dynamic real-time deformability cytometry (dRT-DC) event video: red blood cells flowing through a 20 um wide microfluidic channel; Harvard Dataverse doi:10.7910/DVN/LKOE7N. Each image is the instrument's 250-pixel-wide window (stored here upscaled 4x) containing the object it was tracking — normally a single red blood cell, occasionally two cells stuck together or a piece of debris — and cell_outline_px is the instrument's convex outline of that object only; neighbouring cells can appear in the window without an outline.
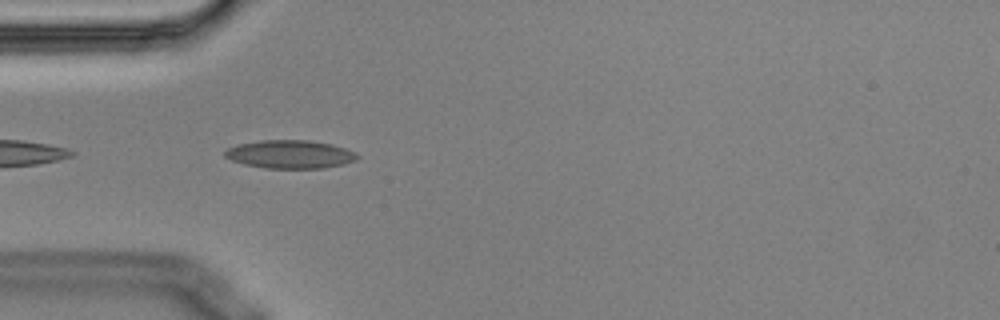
{"species": "Egyptian fruit bat (a non-hibernating species)", "species_latin": "Rousettus aegyptiacus", "temperature_condition": "cold", "stored_images_in_passage": 4, "camera_frame_rate_fps": 3000, "um_per_image_px": 0.085, "animal": {"sex": "male"}, "frame": {"image": 1, "passage_image": 3, "time_ms": 0.667, "image_size_px": [1000, 320], "cell_outline_px": [[360, 156], [356, 160], [344, 164], [324, 168], [264, 168], [244, 164], [232, 160], [224, 156], [224, 152], [228, 148], [236, 144], [260, 140], [308, 140], [332, 144], [356, 152]], "centroid_in_image_um": [24.66, 13.11], "position_along_channel_um": 60.3, "area_um2": 21.91}}